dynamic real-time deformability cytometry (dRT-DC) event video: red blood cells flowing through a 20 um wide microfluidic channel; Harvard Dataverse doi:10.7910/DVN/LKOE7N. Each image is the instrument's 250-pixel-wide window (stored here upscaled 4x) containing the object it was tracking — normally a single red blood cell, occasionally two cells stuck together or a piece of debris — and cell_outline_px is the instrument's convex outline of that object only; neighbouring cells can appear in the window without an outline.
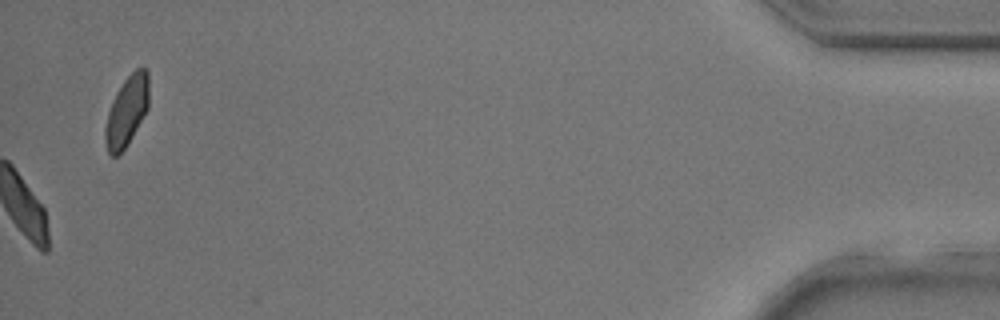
{"species": "common noctule bat (a hibernating species)", "species_latin": "Nyctalus noctula", "temperature_condition": "room temperature", "stored_images_in_passage": 38, "camera_frame_rate_fps": 3000, "um_per_image_px": 0.085, "animal": {"sex": "male", "body_mass_g": 17.9, "forearm_length_mm": 54.2}, "frame": {"image": 1, "passage_image": 38, "time_ms": 12.333, "image_size_px": [1000, 320], "cell_outline_px": [[148, 108], [128, 144], [116, 156], [112, 156], [108, 152], [104, 140], [104, 128], [108, 112], [116, 92], [124, 80], [136, 68], [144, 64], [148, 72]], "centroid_in_image_um": [10.77, 9.42], "position_along_channel_um": 424.4, "area_um2": 17.86}}